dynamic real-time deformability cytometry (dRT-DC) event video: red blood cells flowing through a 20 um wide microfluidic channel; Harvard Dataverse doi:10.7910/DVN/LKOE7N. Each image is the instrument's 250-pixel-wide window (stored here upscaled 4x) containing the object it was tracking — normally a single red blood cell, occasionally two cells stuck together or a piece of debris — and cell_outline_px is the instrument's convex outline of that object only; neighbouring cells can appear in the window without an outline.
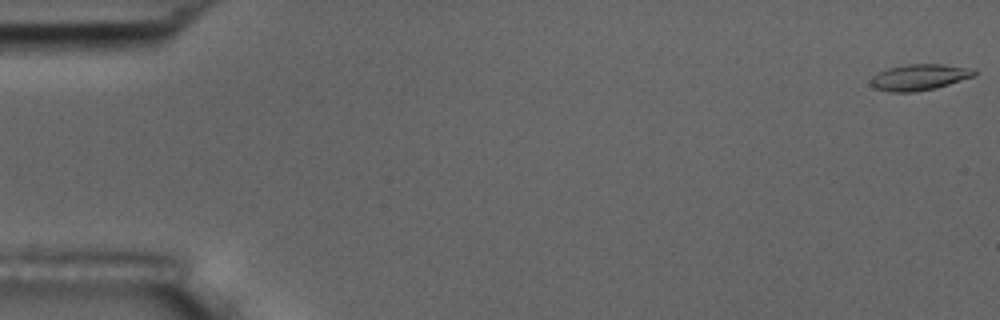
{"species": "common noctule bat (a hibernating species)", "species_latin": "Nyctalus noctula", "temperature_condition": "room temperature", "stored_images_in_passage": 3, "camera_frame_rate_fps": 3000, "um_per_image_px": 0.085, "animal": {"sex": "male", "body_mass_g": 17.5, "forearm_length_mm": 52.3}, "frame": {"image": 1, "passage_image": 1, "time_ms": 0.0, "image_size_px": [1000, 320], "cell_outline_px": [[976, 76], [936, 88], [912, 92], [888, 92], [876, 88], [872, 84], [872, 80], [880, 72], [888, 68], [908, 64], [940, 64], [976, 68]], "centroid_in_image_um": [78.25, 6.56], "position_along_channel_um": 6.8, "area_um2": 15.61}}